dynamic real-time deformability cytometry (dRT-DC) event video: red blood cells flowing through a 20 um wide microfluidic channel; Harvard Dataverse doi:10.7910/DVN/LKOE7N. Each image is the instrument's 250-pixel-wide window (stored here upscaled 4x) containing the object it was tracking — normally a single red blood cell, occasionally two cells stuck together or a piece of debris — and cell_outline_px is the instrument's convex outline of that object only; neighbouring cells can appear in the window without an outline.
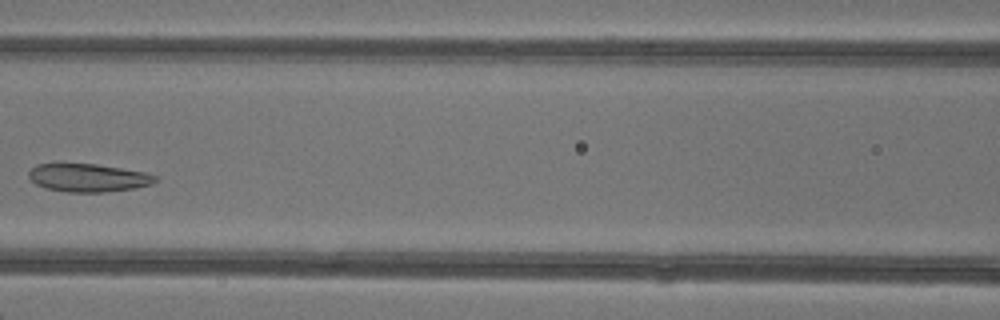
{"species": "common noctule bat (a hibernating species)", "species_latin": "Nyctalus noctula", "temperature_condition": "warm", "stored_images_in_passage": 5, "camera_frame_rate_fps": 3000, "um_per_image_px": 0.085, "animal": {"sex": "female"}, "frame": {"image": 1, "passage_image": 5, "time_ms": 4.667, "image_size_px": [1000, 320], "cell_outline_px": [[156, 180], [152, 184], [136, 188], [104, 192], [68, 192], [48, 188], [36, 184], [28, 176], [28, 172], [36, 164], [96, 164], [144, 172], [156, 176]], "centroid_in_image_um": [7.5, 15.11], "position_along_channel_um": 159.1, "area_um2": 20.46}}